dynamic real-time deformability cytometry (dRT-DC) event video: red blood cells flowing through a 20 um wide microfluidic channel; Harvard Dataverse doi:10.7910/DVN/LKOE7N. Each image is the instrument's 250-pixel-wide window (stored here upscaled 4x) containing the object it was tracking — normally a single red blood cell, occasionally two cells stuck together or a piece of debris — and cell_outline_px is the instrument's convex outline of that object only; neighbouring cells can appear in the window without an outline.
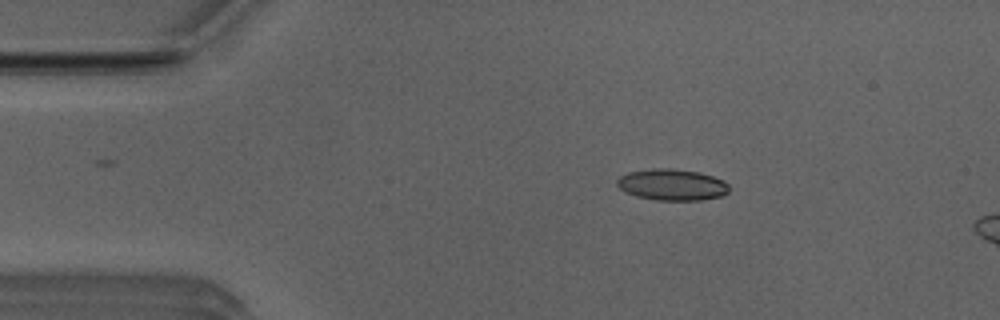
{"species": "Egyptian fruit bat (a non-hibernating species)", "species_latin": "Rousettus aegyptiacus", "temperature_condition": "room temperature", "stored_images_in_passage": 12, "camera_frame_rate_fps": 3000, "um_per_image_px": 0.085, "animal": {"sex": "male"}, "frame": {"image": 1, "passage_image": 8, "time_ms": 2.333, "image_size_px": [1000, 320], "cell_outline_px": [[728, 192], [720, 196], [700, 200], [656, 200], [636, 196], [620, 188], [616, 184], [616, 180], [620, 176], [628, 172], [656, 168], [668, 168], [700, 172], [724, 180], [728, 184]], "centroid_in_image_um": [57.12, 15.69], "position_along_channel_um": 27.9, "area_um2": 20.35}}